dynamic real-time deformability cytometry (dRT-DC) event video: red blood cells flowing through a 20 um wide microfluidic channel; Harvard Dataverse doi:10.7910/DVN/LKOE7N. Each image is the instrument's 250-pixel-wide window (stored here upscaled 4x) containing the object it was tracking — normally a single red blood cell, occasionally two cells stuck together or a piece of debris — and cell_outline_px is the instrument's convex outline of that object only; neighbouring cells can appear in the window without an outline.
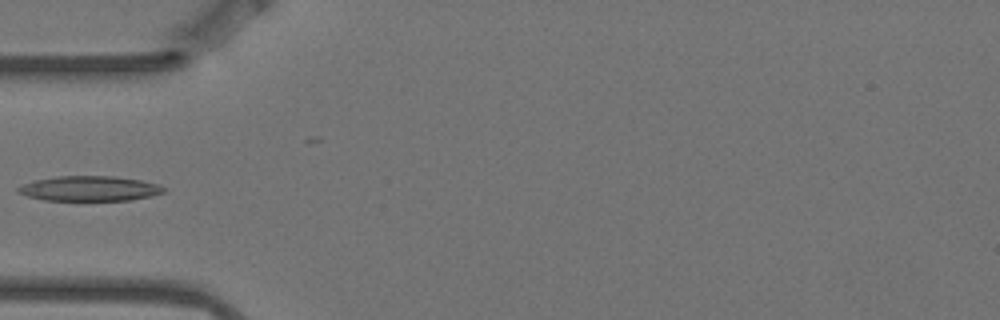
{"species": "Egyptian fruit bat (a non-hibernating species)", "species_latin": "Rousettus aegyptiacus", "temperature_condition": "warm", "stored_images_in_passage": 5, "camera_frame_rate_fps": 3000, "um_per_image_px": 0.085, "animal": {"sex": "female"}, "frame": {"image": 1, "passage_image": 4, "time_ms": 1.0, "image_size_px": [1000, 320], "cell_outline_px": [[164, 192], [132, 200], [44, 200], [28, 196], [16, 192], [16, 188], [24, 184], [36, 180], [56, 176], [116, 176], [140, 180], [156, 184], [164, 188]], "centroid_in_image_um": [7.57, 16.02], "position_along_channel_um": 77.4, "area_um2": 20.98}}